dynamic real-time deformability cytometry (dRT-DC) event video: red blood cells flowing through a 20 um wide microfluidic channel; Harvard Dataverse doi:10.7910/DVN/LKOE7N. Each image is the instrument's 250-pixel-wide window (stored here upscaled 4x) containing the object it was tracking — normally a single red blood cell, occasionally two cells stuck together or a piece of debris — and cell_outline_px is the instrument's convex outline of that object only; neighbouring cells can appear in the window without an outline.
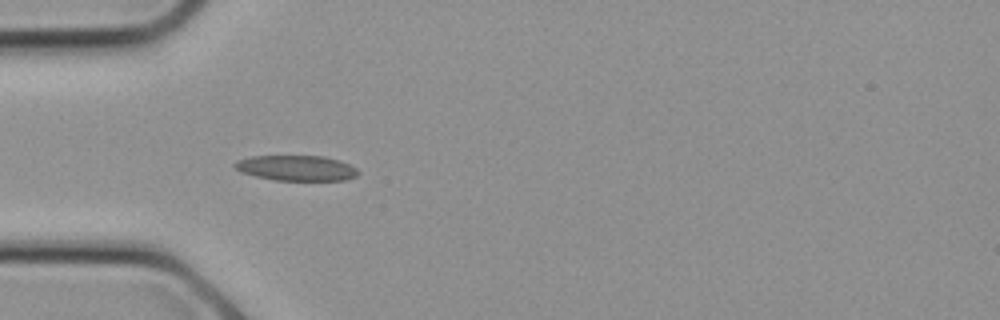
{"species": "common noctule bat (a hibernating species)", "species_latin": "Nyctalus noctula", "temperature_condition": "cold", "stored_images_in_passage": 10, "camera_frame_rate_fps": 3000, "um_per_image_px": 0.085, "animal": {"sex": "female", "body_mass_g": 21.9}, "frame": {"image": 1, "passage_image": 7, "time_ms": 2.0, "image_size_px": [1000, 320], "cell_outline_px": [[360, 172], [356, 176], [344, 180], [276, 180], [256, 176], [240, 172], [232, 164], [236, 160], [252, 156], [324, 156], [340, 160], [356, 168]], "centroid_in_image_um": [25.18, 14.27], "position_along_channel_um": 59.8, "area_um2": 18.21}}
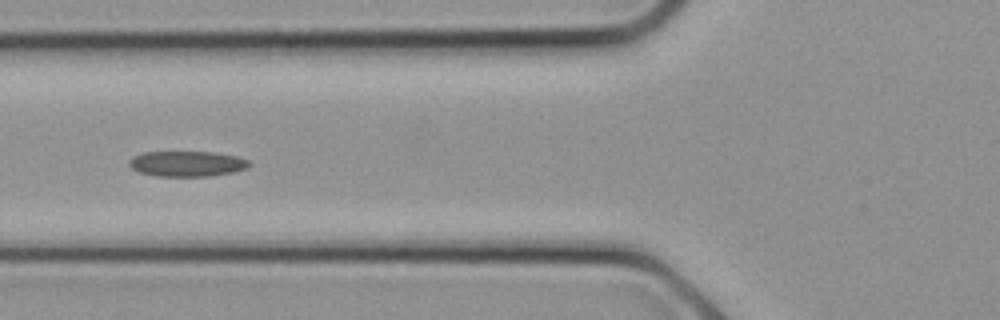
{"frame": {"image": 2, "passage_image": 9, "time_ms": 2.667, "image_size_px": [1000, 320], "cell_outline_px": [[252, 164], [248, 168], [232, 172], [212, 176], [156, 176], [140, 172], [132, 168], [128, 164], [128, 160], [132, 156], [140, 152], [216, 152], [236, 156], [248, 160]], "centroid_in_image_um": [15.89, 13.91], "position_along_channel_um": 109.9, "area_um2": 17.98}}